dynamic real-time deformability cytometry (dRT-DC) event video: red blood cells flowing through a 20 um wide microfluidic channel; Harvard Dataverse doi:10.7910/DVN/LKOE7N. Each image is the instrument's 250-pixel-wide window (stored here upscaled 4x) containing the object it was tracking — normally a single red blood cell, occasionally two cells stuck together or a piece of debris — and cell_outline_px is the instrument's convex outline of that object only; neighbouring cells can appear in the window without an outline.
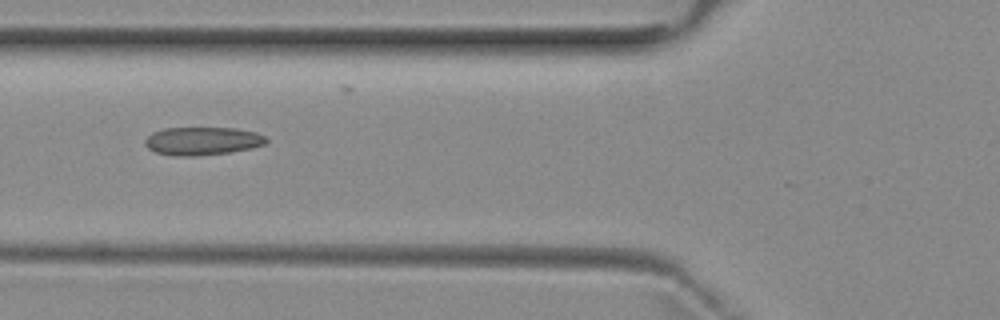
{"species": "common noctule bat (a hibernating species)", "species_latin": "Nyctalus noctula", "temperature_condition": "room temperature", "stored_images_in_passage": 4, "camera_frame_rate_fps": 3000, "um_per_image_px": 0.085, "animal": {"sex": "female", "body_mass_g": 29.2, "forearm_length_mm": 56.3}, "frame": {"image": 1, "passage_image": 4, "time_ms": 3.333, "image_size_px": [1000, 320], "cell_outline_px": [[268, 140], [264, 144], [252, 148], [228, 152], [196, 156], [172, 156], [156, 152], [148, 148], [144, 144], [144, 140], [152, 132], [164, 128], [236, 128], [256, 132], [264, 136]], "centroid_in_image_um": [17.18, 11.98], "position_along_channel_um": 108.6, "area_um2": 19.88}}